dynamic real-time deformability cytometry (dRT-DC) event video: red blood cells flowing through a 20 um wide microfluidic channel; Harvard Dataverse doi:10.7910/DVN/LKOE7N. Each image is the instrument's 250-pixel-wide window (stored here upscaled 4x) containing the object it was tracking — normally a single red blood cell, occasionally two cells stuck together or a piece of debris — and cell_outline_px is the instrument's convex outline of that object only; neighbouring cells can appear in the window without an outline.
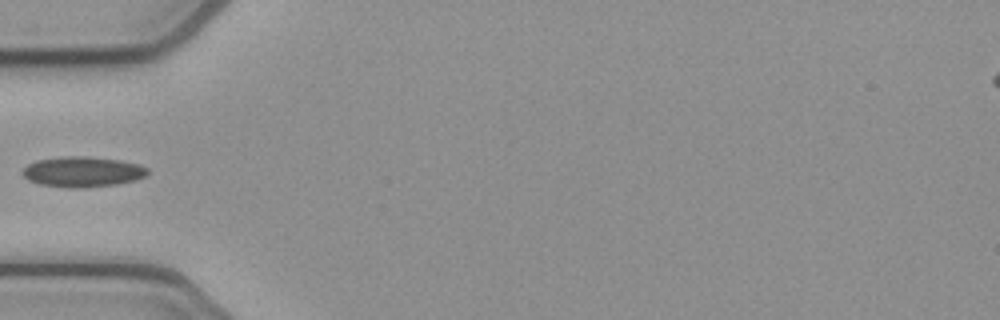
{"species": "common noctule bat (a hibernating species)", "species_latin": "Nyctalus noctula", "temperature_condition": "cold", "stored_images_in_passage": 31, "camera_frame_rate_fps": 3000, "um_per_image_px": 0.085, "animal": {"sex": "female", "body_mass_g": 21.9}, "frame": {"image": 1, "passage_image": 1, "time_ms": 0.0, "image_size_px": [1000, 320], "cell_outline_px": [[148, 176], [136, 180], [116, 184], [84, 188], [68, 188], [40, 184], [28, 180], [20, 172], [28, 164], [36, 160], [64, 156], [80, 156], [120, 160], [140, 164], [148, 168]], "centroid_in_image_um": [7.03, 14.61], "position_along_channel_um": 78.0, "area_um2": 22.31}}
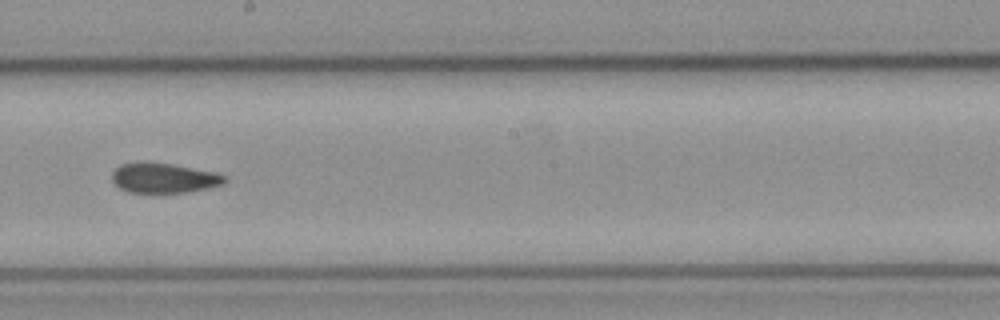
{"frame": {"image": 2, "passage_image": 13, "time_ms": 4.0, "image_size_px": [1000, 320], "cell_outline_px": [[228, 180], [220, 184], [208, 188], [188, 192], [128, 192], [120, 188], [112, 180], [112, 172], [120, 164], [136, 160], [144, 160], [172, 164], [216, 172], [228, 176]], "centroid_in_image_um": [13.91, 15.09], "position_along_channel_um": 234.3, "area_um2": 20.0}}
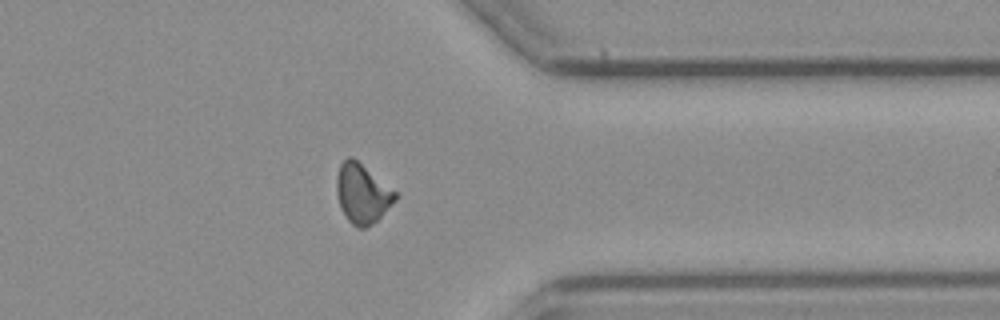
{"frame": {"image": 3, "passage_image": 25, "time_ms": 8.0, "image_size_px": [1000, 320], "cell_outline_px": [[396, 200], [372, 224], [364, 228], [356, 228], [348, 220], [340, 208], [336, 192], [336, 176], [340, 164], [348, 156], [352, 156], [396, 192]], "centroid_in_image_um": [30.75, 16.45], "position_along_channel_um": 380.6, "area_um2": 20.11}}